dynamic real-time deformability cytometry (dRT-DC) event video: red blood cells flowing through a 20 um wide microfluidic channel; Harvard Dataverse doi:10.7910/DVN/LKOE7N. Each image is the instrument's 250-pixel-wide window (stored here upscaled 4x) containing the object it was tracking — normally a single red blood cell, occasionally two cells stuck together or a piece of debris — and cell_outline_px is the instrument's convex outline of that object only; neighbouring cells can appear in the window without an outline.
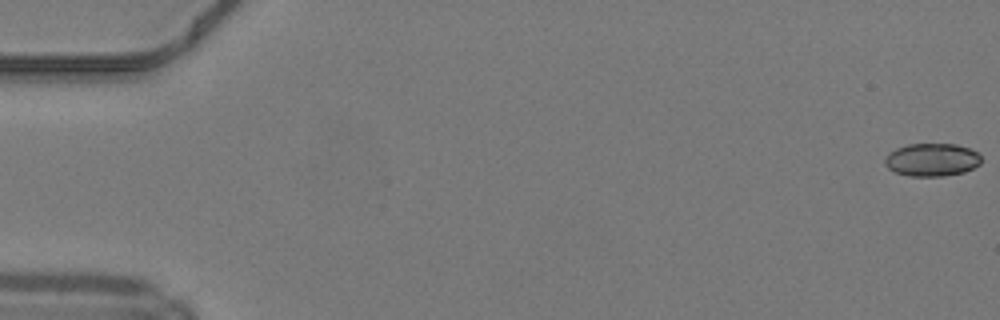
{"species": "common noctule bat (a hibernating species)", "species_latin": "Nyctalus noctula", "temperature_condition": "warm", "stored_images_in_passage": 51, "segment_of_instrument_passage": [1, 2], "camera_frame_rate_fps": 3000, "um_per_image_px": 0.085, "animal": {"sex": "male", "body_mass_g": 19.2, "forearm_length_mm": 51.8}, "frame": {"image": 1, "passage_image": 1, "time_ms": 0.0, "image_size_px": [1000, 320], "cell_outline_px": [[980, 164], [964, 172], [944, 176], [908, 176], [896, 172], [888, 168], [884, 164], [884, 160], [888, 152], [896, 148], [908, 144], [956, 144], [980, 152]], "centroid_in_image_um": [79.2, 13.57], "position_along_channel_um": 5.8, "area_um2": 18.61}}
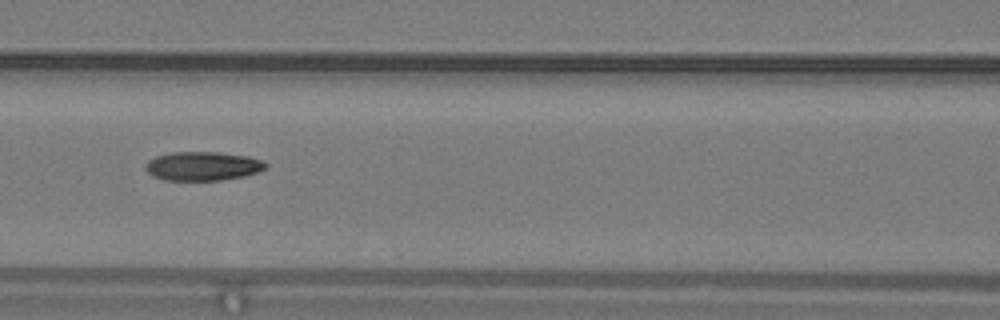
{"frame": {"image": 2, "passage_image": 23, "time_ms": 7.333, "image_size_px": [1000, 320], "cell_outline_px": [[268, 164], [264, 168], [256, 172], [244, 176], [220, 180], [164, 180], [152, 176], [144, 168], [144, 164], [148, 160], [156, 156], [172, 152], [216, 152], [248, 156], [260, 160]], "centroid_in_image_um": [17.17, 14.12], "position_along_channel_um": 149.4, "area_um2": 20.17}}
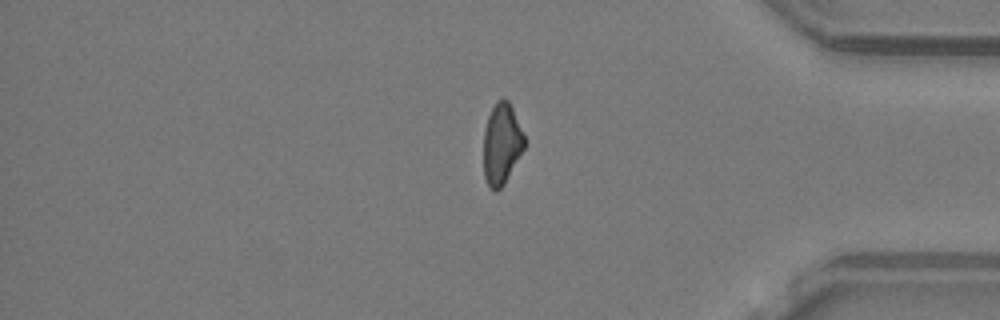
{"frame": {"image": 3, "passage_image": 42, "time_ms": 13.667, "image_size_px": [1000, 320], "cell_outline_px": [[524, 148], [504, 184], [496, 192], [488, 184], [484, 176], [484, 128], [488, 116], [496, 100], [504, 96], [508, 100], [512, 108], [524, 136]], "centroid_in_image_um": [42.62, 12.19], "position_along_channel_um": 392.6, "area_um2": 19.07}}